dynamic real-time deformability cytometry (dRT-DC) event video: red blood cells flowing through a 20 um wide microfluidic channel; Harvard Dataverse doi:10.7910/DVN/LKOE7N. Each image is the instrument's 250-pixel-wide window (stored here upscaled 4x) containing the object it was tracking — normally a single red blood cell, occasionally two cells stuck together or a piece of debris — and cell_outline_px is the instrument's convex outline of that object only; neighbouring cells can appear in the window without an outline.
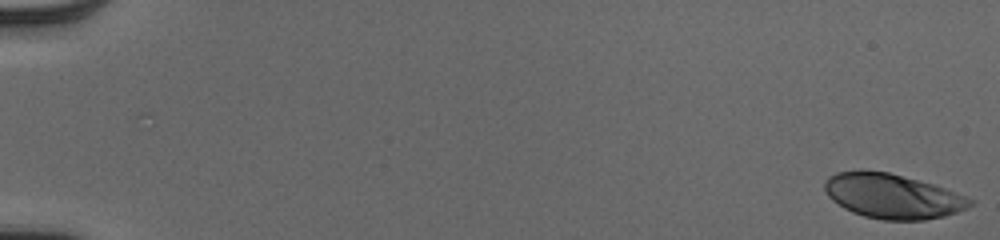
{"species": "human", "species_latin": "Homo sapiens", "temperature_condition": "cold", "stored_images_in_passage": 53, "camera_frame_rate_fps": 3000, "um_per_image_px": 0.085, "donor": {"sex": "male"}, "frame": {"image": 1, "passage_image": 1, "time_ms": 0.0, "image_size_px": [1000, 240], "cell_outline_px": [[976, 200], [968, 208], [944, 216], [924, 220], [884, 220], [864, 216], [852, 212], [844, 208], [832, 200], [828, 196], [824, 188], [824, 180], [828, 176], [836, 172], [888, 172], [932, 184], [944, 188]], "centroid_in_image_um": [75.87, 16.69], "position_along_channel_um": 9.1, "area_um2": 37.4}}
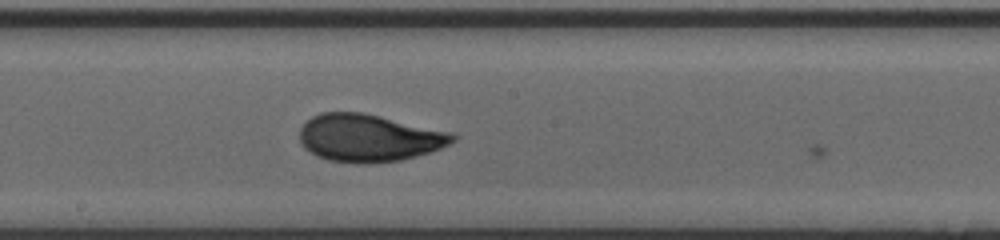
{"frame": {"image": 2, "passage_image": 31, "time_ms": 10.0, "image_size_px": [1000, 240], "cell_outline_px": [[456, 140], [440, 148], [428, 152], [400, 160], [364, 164], [328, 160], [316, 156], [304, 148], [300, 140], [300, 128], [312, 116], [320, 112], [364, 112], [456, 132]], "centroid_in_image_um": [31.38, 11.7], "position_along_channel_um": 216.8, "area_um2": 42.66}}
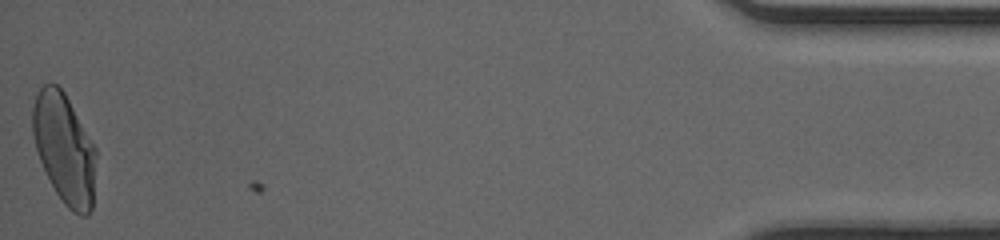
{"frame": {"image": 3, "passage_image": 53, "time_ms": 17.333, "image_size_px": [1000, 240], "cell_outline_px": [[96, 156], [92, 208], [88, 216], [80, 216], [72, 212], [64, 204], [56, 192], [40, 160], [32, 136], [32, 108], [36, 96], [40, 88], [44, 84], [56, 84], [64, 92], [96, 148]], "centroid_in_image_um": [5.47, 12.65], "position_along_channel_um": 429.7, "area_um2": 40.4}, "authors_computed_cell_mechanics": {"area_um2": 40.1132, "velocity_mm_per_s": 4.0509, "shape_relaxation_time_tau1_ms": 4.632, "shape_relaxation_time_tau2_ms": 0.7394, "deformation_change_tau1": 0.1859, "deformation_change_tau2": 0.0596}}